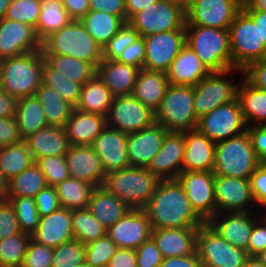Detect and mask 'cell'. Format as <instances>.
Instances as JSON below:
<instances>
[{
  "label": "cell",
  "mask_w": 266,
  "mask_h": 267,
  "mask_svg": "<svg viewBox=\"0 0 266 267\" xmlns=\"http://www.w3.org/2000/svg\"><path fill=\"white\" fill-rule=\"evenodd\" d=\"M142 209L150 221L152 230L199 228L205 223L191 207L177 179L160 180L153 196Z\"/></svg>",
  "instance_id": "6da1fadb"
},
{
  "label": "cell",
  "mask_w": 266,
  "mask_h": 267,
  "mask_svg": "<svg viewBox=\"0 0 266 267\" xmlns=\"http://www.w3.org/2000/svg\"><path fill=\"white\" fill-rule=\"evenodd\" d=\"M42 50L0 60V87L15 99L34 96L42 83Z\"/></svg>",
  "instance_id": "7a4b0ae2"
},
{
  "label": "cell",
  "mask_w": 266,
  "mask_h": 267,
  "mask_svg": "<svg viewBox=\"0 0 266 267\" xmlns=\"http://www.w3.org/2000/svg\"><path fill=\"white\" fill-rule=\"evenodd\" d=\"M44 55H67L90 63L95 69L103 60V48L79 20H72L42 42Z\"/></svg>",
  "instance_id": "3957f363"
},
{
  "label": "cell",
  "mask_w": 266,
  "mask_h": 267,
  "mask_svg": "<svg viewBox=\"0 0 266 267\" xmlns=\"http://www.w3.org/2000/svg\"><path fill=\"white\" fill-rule=\"evenodd\" d=\"M159 181L147 168L130 166L108 172L102 187L132 209H142L153 196Z\"/></svg>",
  "instance_id": "277c9868"
},
{
  "label": "cell",
  "mask_w": 266,
  "mask_h": 267,
  "mask_svg": "<svg viewBox=\"0 0 266 267\" xmlns=\"http://www.w3.org/2000/svg\"><path fill=\"white\" fill-rule=\"evenodd\" d=\"M261 162L248 131L215 144L214 175L250 179Z\"/></svg>",
  "instance_id": "5b68a950"
},
{
  "label": "cell",
  "mask_w": 266,
  "mask_h": 267,
  "mask_svg": "<svg viewBox=\"0 0 266 267\" xmlns=\"http://www.w3.org/2000/svg\"><path fill=\"white\" fill-rule=\"evenodd\" d=\"M186 44L210 72L232 68L229 29L185 25Z\"/></svg>",
  "instance_id": "8992f818"
},
{
  "label": "cell",
  "mask_w": 266,
  "mask_h": 267,
  "mask_svg": "<svg viewBox=\"0 0 266 267\" xmlns=\"http://www.w3.org/2000/svg\"><path fill=\"white\" fill-rule=\"evenodd\" d=\"M194 87L169 84L162 102L154 112V122L168 131L194 130L198 119L194 113Z\"/></svg>",
  "instance_id": "52a82bcc"
},
{
  "label": "cell",
  "mask_w": 266,
  "mask_h": 267,
  "mask_svg": "<svg viewBox=\"0 0 266 267\" xmlns=\"http://www.w3.org/2000/svg\"><path fill=\"white\" fill-rule=\"evenodd\" d=\"M232 68L244 70L252 62L266 58V46L260 42L258 25L241 9L229 27Z\"/></svg>",
  "instance_id": "ba28073f"
},
{
  "label": "cell",
  "mask_w": 266,
  "mask_h": 267,
  "mask_svg": "<svg viewBox=\"0 0 266 267\" xmlns=\"http://www.w3.org/2000/svg\"><path fill=\"white\" fill-rule=\"evenodd\" d=\"M128 23L142 37L171 30H185V8L178 3L158 0L134 14Z\"/></svg>",
  "instance_id": "9c48e42d"
},
{
  "label": "cell",
  "mask_w": 266,
  "mask_h": 267,
  "mask_svg": "<svg viewBox=\"0 0 266 267\" xmlns=\"http://www.w3.org/2000/svg\"><path fill=\"white\" fill-rule=\"evenodd\" d=\"M234 71L243 73L238 68H230L220 72H211L194 86V113L197 119L215 108L237 99L239 84L226 78ZM225 77V78H224Z\"/></svg>",
  "instance_id": "30bf717a"
},
{
  "label": "cell",
  "mask_w": 266,
  "mask_h": 267,
  "mask_svg": "<svg viewBox=\"0 0 266 267\" xmlns=\"http://www.w3.org/2000/svg\"><path fill=\"white\" fill-rule=\"evenodd\" d=\"M196 253L201 265L222 267H244L249 257L246 250L231 245L207 223L198 228Z\"/></svg>",
  "instance_id": "8fae6325"
},
{
  "label": "cell",
  "mask_w": 266,
  "mask_h": 267,
  "mask_svg": "<svg viewBox=\"0 0 266 267\" xmlns=\"http://www.w3.org/2000/svg\"><path fill=\"white\" fill-rule=\"evenodd\" d=\"M196 129L217 143L247 131V125L236 99L200 117Z\"/></svg>",
  "instance_id": "7c38bea8"
},
{
  "label": "cell",
  "mask_w": 266,
  "mask_h": 267,
  "mask_svg": "<svg viewBox=\"0 0 266 267\" xmlns=\"http://www.w3.org/2000/svg\"><path fill=\"white\" fill-rule=\"evenodd\" d=\"M241 9L242 0H190L185 25L229 29Z\"/></svg>",
  "instance_id": "4fadbf2b"
},
{
  "label": "cell",
  "mask_w": 266,
  "mask_h": 267,
  "mask_svg": "<svg viewBox=\"0 0 266 267\" xmlns=\"http://www.w3.org/2000/svg\"><path fill=\"white\" fill-rule=\"evenodd\" d=\"M154 123V112L133 95L114 97L106 115V125L124 133L147 128Z\"/></svg>",
  "instance_id": "5bb4252c"
},
{
  "label": "cell",
  "mask_w": 266,
  "mask_h": 267,
  "mask_svg": "<svg viewBox=\"0 0 266 267\" xmlns=\"http://www.w3.org/2000/svg\"><path fill=\"white\" fill-rule=\"evenodd\" d=\"M214 178L213 171H185L177 177L191 207L205 223L216 214Z\"/></svg>",
  "instance_id": "9a60e30c"
},
{
  "label": "cell",
  "mask_w": 266,
  "mask_h": 267,
  "mask_svg": "<svg viewBox=\"0 0 266 267\" xmlns=\"http://www.w3.org/2000/svg\"><path fill=\"white\" fill-rule=\"evenodd\" d=\"M144 69L167 72L172 61L186 45V30H171L144 37Z\"/></svg>",
  "instance_id": "2e32d148"
},
{
  "label": "cell",
  "mask_w": 266,
  "mask_h": 267,
  "mask_svg": "<svg viewBox=\"0 0 266 267\" xmlns=\"http://www.w3.org/2000/svg\"><path fill=\"white\" fill-rule=\"evenodd\" d=\"M42 50L35 28L29 24L0 18V60Z\"/></svg>",
  "instance_id": "e0dca14e"
},
{
  "label": "cell",
  "mask_w": 266,
  "mask_h": 267,
  "mask_svg": "<svg viewBox=\"0 0 266 267\" xmlns=\"http://www.w3.org/2000/svg\"><path fill=\"white\" fill-rule=\"evenodd\" d=\"M214 193L216 213L250 212L248 206L255 203L250 179L215 175Z\"/></svg>",
  "instance_id": "ac0fdd59"
},
{
  "label": "cell",
  "mask_w": 266,
  "mask_h": 267,
  "mask_svg": "<svg viewBox=\"0 0 266 267\" xmlns=\"http://www.w3.org/2000/svg\"><path fill=\"white\" fill-rule=\"evenodd\" d=\"M150 221L143 209H130L119 221L106 229L117 248L136 250L151 237Z\"/></svg>",
  "instance_id": "d6986e66"
},
{
  "label": "cell",
  "mask_w": 266,
  "mask_h": 267,
  "mask_svg": "<svg viewBox=\"0 0 266 267\" xmlns=\"http://www.w3.org/2000/svg\"><path fill=\"white\" fill-rule=\"evenodd\" d=\"M185 154L184 132L168 131L160 151L147 169L159 180H174L182 172Z\"/></svg>",
  "instance_id": "ffe728a7"
},
{
  "label": "cell",
  "mask_w": 266,
  "mask_h": 267,
  "mask_svg": "<svg viewBox=\"0 0 266 267\" xmlns=\"http://www.w3.org/2000/svg\"><path fill=\"white\" fill-rule=\"evenodd\" d=\"M127 137V133L106 126L90 145L100 157L106 174L130 167Z\"/></svg>",
  "instance_id": "44dd1931"
},
{
  "label": "cell",
  "mask_w": 266,
  "mask_h": 267,
  "mask_svg": "<svg viewBox=\"0 0 266 267\" xmlns=\"http://www.w3.org/2000/svg\"><path fill=\"white\" fill-rule=\"evenodd\" d=\"M65 160L70 178L85 181L94 187L103 185L106 172L91 146L69 145Z\"/></svg>",
  "instance_id": "7402d4cb"
},
{
  "label": "cell",
  "mask_w": 266,
  "mask_h": 267,
  "mask_svg": "<svg viewBox=\"0 0 266 267\" xmlns=\"http://www.w3.org/2000/svg\"><path fill=\"white\" fill-rule=\"evenodd\" d=\"M257 217L260 216H256L252 211L223 212L216 213L207 224L231 245L247 251L250 234Z\"/></svg>",
  "instance_id": "603a6c76"
},
{
  "label": "cell",
  "mask_w": 266,
  "mask_h": 267,
  "mask_svg": "<svg viewBox=\"0 0 266 267\" xmlns=\"http://www.w3.org/2000/svg\"><path fill=\"white\" fill-rule=\"evenodd\" d=\"M168 130L153 123L127 137V153L130 166L147 168L153 157L160 151Z\"/></svg>",
  "instance_id": "cb8c5ba5"
},
{
  "label": "cell",
  "mask_w": 266,
  "mask_h": 267,
  "mask_svg": "<svg viewBox=\"0 0 266 267\" xmlns=\"http://www.w3.org/2000/svg\"><path fill=\"white\" fill-rule=\"evenodd\" d=\"M71 223L72 210L60 207L51 214L40 217L31 239L39 244L56 248L74 239Z\"/></svg>",
  "instance_id": "d4e9b609"
},
{
  "label": "cell",
  "mask_w": 266,
  "mask_h": 267,
  "mask_svg": "<svg viewBox=\"0 0 266 267\" xmlns=\"http://www.w3.org/2000/svg\"><path fill=\"white\" fill-rule=\"evenodd\" d=\"M184 137L185 154L182 162V172L213 171L216 143L197 129L184 131Z\"/></svg>",
  "instance_id": "484cf974"
},
{
  "label": "cell",
  "mask_w": 266,
  "mask_h": 267,
  "mask_svg": "<svg viewBox=\"0 0 266 267\" xmlns=\"http://www.w3.org/2000/svg\"><path fill=\"white\" fill-rule=\"evenodd\" d=\"M198 228L153 229L151 238L164 258L192 255L196 252Z\"/></svg>",
  "instance_id": "4316f807"
},
{
  "label": "cell",
  "mask_w": 266,
  "mask_h": 267,
  "mask_svg": "<svg viewBox=\"0 0 266 267\" xmlns=\"http://www.w3.org/2000/svg\"><path fill=\"white\" fill-rule=\"evenodd\" d=\"M210 73L187 44L181 49L166 72L169 84L192 87Z\"/></svg>",
  "instance_id": "83f0119b"
},
{
  "label": "cell",
  "mask_w": 266,
  "mask_h": 267,
  "mask_svg": "<svg viewBox=\"0 0 266 267\" xmlns=\"http://www.w3.org/2000/svg\"><path fill=\"white\" fill-rule=\"evenodd\" d=\"M106 126V116L74 108L64 129L69 145L90 146Z\"/></svg>",
  "instance_id": "f1b7e54d"
},
{
  "label": "cell",
  "mask_w": 266,
  "mask_h": 267,
  "mask_svg": "<svg viewBox=\"0 0 266 267\" xmlns=\"http://www.w3.org/2000/svg\"><path fill=\"white\" fill-rule=\"evenodd\" d=\"M139 68L118 61L102 60L96 67V75L114 97L132 95Z\"/></svg>",
  "instance_id": "f546056e"
},
{
  "label": "cell",
  "mask_w": 266,
  "mask_h": 267,
  "mask_svg": "<svg viewBox=\"0 0 266 267\" xmlns=\"http://www.w3.org/2000/svg\"><path fill=\"white\" fill-rule=\"evenodd\" d=\"M34 162L46 156H65L69 148L63 127L46 126L24 139Z\"/></svg>",
  "instance_id": "4dcf8cb0"
},
{
  "label": "cell",
  "mask_w": 266,
  "mask_h": 267,
  "mask_svg": "<svg viewBox=\"0 0 266 267\" xmlns=\"http://www.w3.org/2000/svg\"><path fill=\"white\" fill-rule=\"evenodd\" d=\"M169 85L165 72L140 69L132 95L144 106L155 112L162 102Z\"/></svg>",
  "instance_id": "1f68e13d"
},
{
  "label": "cell",
  "mask_w": 266,
  "mask_h": 267,
  "mask_svg": "<svg viewBox=\"0 0 266 267\" xmlns=\"http://www.w3.org/2000/svg\"><path fill=\"white\" fill-rule=\"evenodd\" d=\"M87 209L108 229L132 208L100 186L93 189Z\"/></svg>",
  "instance_id": "d6a6232c"
},
{
  "label": "cell",
  "mask_w": 266,
  "mask_h": 267,
  "mask_svg": "<svg viewBox=\"0 0 266 267\" xmlns=\"http://www.w3.org/2000/svg\"><path fill=\"white\" fill-rule=\"evenodd\" d=\"M242 80L237 91V100L247 127L266 125V91L250 84L241 74Z\"/></svg>",
  "instance_id": "836d02e7"
},
{
  "label": "cell",
  "mask_w": 266,
  "mask_h": 267,
  "mask_svg": "<svg viewBox=\"0 0 266 267\" xmlns=\"http://www.w3.org/2000/svg\"><path fill=\"white\" fill-rule=\"evenodd\" d=\"M114 96L95 74L82 87L76 109L107 115Z\"/></svg>",
  "instance_id": "e575fe53"
},
{
  "label": "cell",
  "mask_w": 266,
  "mask_h": 267,
  "mask_svg": "<svg viewBox=\"0 0 266 267\" xmlns=\"http://www.w3.org/2000/svg\"><path fill=\"white\" fill-rule=\"evenodd\" d=\"M15 118L22 140L48 126L42 105L35 95L17 100Z\"/></svg>",
  "instance_id": "d590c367"
},
{
  "label": "cell",
  "mask_w": 266,
  "mask_h": 267,
  "mask_svg": "<svg viewBox=\"0 0 266 267\" xmlns=\"http://www.w3.org/2000/svg\"><path fill=\"white\" fill-rule=\"evenodd\" d=\"M35 96L39 99L49 126L65 127L75 108L53 89L41 83Z\"/></svg>",
  "instance_id": "8d00e7d4"
},
{
  "label": "cell",
  "mask_w": 266,
  "mask_h": 267,
  "mask_svg": "<svg viewBox=\"0 0 266 267\" xmlns=\"http://www.w3.org/2000/svg\"><path fill=\"white\" fill-rule=\"evenodd\" d=\"M72 20L65 10L62 0H41L39 18L35 27L36 35L43 42Z\"/></svg>",
  "instance_id": "74e56055"
},
{
  "label": "cell",
  "mask_w": 266,
  "mask_h": 267,
  "mask_svg": "<svg viewBox=\"0 0 266 267\" xmlns=\"http://www.w3.org/2000/svg\"><path fill=\"white\" fill-rule=\"evenodd\" d=\"M79 21L102 48L126 23L120 17L94 10H90Z\"/></svg>",
  "instance_id": "f35d334b"
},
{
  "label": "cell",
  "mask_w": 266,
  "mask_h": 267,
  "mask_svg": "<svg viewBox=\"0 0 266 267\" xmlns=\"http://www.w3.org/2000/svg\"><path fill=\"white\" fill-rule=\"evenodd\" d=\"M34 163L24 140L0 148V172L8 182Z\"/></svg>",
  "instance_id": "ab89813d"
},
{
  "label": "cell",
  "mask_w": 266,
  "mask_h": 267,
  "mask_svg": "<svg viewBox=\"0 0 266 267\" xmlns=\"http://www.w3.org/2000/svg\"><path fill=\"white\" fill-rule=\"evenodd\" d=\"M47 186L44 174L35 162L21 174L7 182V194L9 197H30L34 198L37 193Z\"/></svg>",
  "instance_id": "60d3db41"
},
{
  "label": "cell",
  "mask_w": 266,
  "mask_h": 267,
  "mask_svg": "<svg viewBox=\"0 0 266 267\" xmlns=\"http://www.w3.org/2000/svg\"><path fill=\"white\" fill-rule=\"evenodd\" d=\"M61 207L69 210L88 207L91 193L95 188L90 183L68 178L55 186Z\"/></svg>",
  "instance_id": "b9f144b4"
},
{
  "label": "cell",
  "mask_w": 266,
  "mask_h": 267,
  "mask_svg": "<svg viewBox=\"0 0 266 267\" xmlns=\"http://www.w3.org/2000/svg\"><path fill=\"white\" fill-rule=\"evenodd\" d=\"M45 60L61 75L83 86L95 74L96 69L88 62L67 55H44Z\"/></svg>",
  "instance_id": "7bdbcfd3"
},
{
  "label": "cell",
  "mask_w": 266,
  "mask_h": 267,
  "mask_svg": "<svg viewBox=\"0 0 266 267\" xmlns=\"http://www.w3.org/2000/svg\"><path fill=\"white\" fill-rule=\"evenodd\" d=\"M41 79L42 84L53 88L63 100L76 107L82 87L80 84L61 75L45 59L43 61Z\"/></svg>",
  "instance_id": "ee69618b"
},
{
  "label": "cell",
  "mask_w": 266,
  "mask_h": 267,
  "mask_svg": "<svg viewBox=\"0 0 266 267\" xmlns=\"http://www.w3.org/2000/svg\"><path fill=\"white\" fill-rule=\"evenodd\" d=\"M71 225L74 239L85 245L106 235V228L87 208L72 210Z\"/></svg>",
  "instance_id": "f6af8a7d"
},
{
  "label": "cell",
  "mask_w": 266,
  "mask_h": 267,
  "mask_svg": "<svg viewBox=\"0 0 266 267\" xmlns=\"http://www.w3.org/2000/svg\"><path fill=\"white\" fill-rule=\"evenodd\" d=\"M31 235L18 233L0 240V267H21Z\"/></svg>",
  "instance_id": "bcb514c9"
},
{
  "label": "cell",
  "mask_w": 266,
  "mask_h": 267,
  "mask_svg": "<svg viewBox=\"0 0 266 267\" xmlns=\"http://www.w3.org/2000/svg\"><path fill=\"white\" fill-rule=\"evenodd\" d=\"M8 200L15 209L22 233L31 235L36 230L40 220L35 199L30 197H9Z\"/></svg>",
  "instance_id": "7dc6e473"
},
{
  "label": "cell",
  "mask_w": 266,
  "mask_h": 267,
  "mask_svg": "<svg viewBox=\"0 0 266 267\" xmlns=\"http://www.w3.org/2000/svg\"><path fill=\"white\" fill-rule=\"evenodd\" d=\"M86 245L73 239L53 248L51 267H75L85 262Z\"/></svg>",
  "instance_id": "c3c4849f"
},
{
  "label": "cell",
  "mask_w": 266,
  "mask_h": 267,
  "mask_svg": "<svg viewBox=\"0 0 266 267\" xmlns=\"http://www.w3.org/2000/svg\"><path fill=\"white\" fill-rule=\"evenodd\" d=\"M116 250L117 245L106 234L104 237L86 244L85 262L90 267H107Z\"/></svg>",
  "instance_id": "681fc988"
},
{
  "label": "cell",
  "mask_w": 266,
  "mask_h": 267,
  "mask_svg": "<svg viewBox=\"0 0 266 267\" xmlns=\"http://www.w3.org/2000/svg\"><path fill=\"white\" fill-rule=\"evenodd\" d=\"M139 33L126 22L119 31L104 45L103 60L117 61L121 52L135 41Z\"/></svg>",
  "instance_id": "f907efd6"
},
{
  "label": "cell",
  "mask_w": 266,
  "mask_h": 267,
  "mask_svg": "<svg viewBox=\"0 0 266 267\" xmlns=\"http://www.w3.org/2000/svg\"><path fill=\"white\" fill-rule=\"evenodd\" d=\"M35 164L44 174L47 185L55 187L69 178L65 156H46L38 158Z\"/></svg>",
  "instance_id": "816d5d0a"
},
{
  "label": "cell",
  "mask_w": 266,
  "mask_h": 267,
  "mask_svg": "<svg viewBox=\"0 0 266 267\" xmlns=\"http://www.w3.org/2000/svg\"><path fill=\"white\" fill-rule=\"evenodd\" d=\"M41 0H12L5 18L20 21L36 27Z\"/></svg>",
  "instance_id": "f5cc1de1"
},
{
  "label": "cell",
  "mask_w": 266,
  "mask_h": 267,
  "mask_svg": "<svg viewBox=\"0 0 266 267\" xmlns=\"http://www.w3.org/2000/svg\"><path fill=\"white\" fill-rule=\"evenodd\" d=\"M53 248L30 239L21 267H51Z\"/></svg>",
  "instance_id": "db71d44e"
},
{
  "label": "cell",
  "mask_w": 266,
  "mask_h": 267,
  "mask_svg": "<svg viewBox=\"0 0 266 267\" xmlns=\"http://www.w3.org/2000/svg\"><path fill=\"white\" fill-rule=\"evenodd\" d=\"M22 233L15 209L8 199H0V240Z\"/></svg>",
  "instance_id": "11a10c76"
},
{
  "label": "cell",
  "mask_w": 266,
  "mask_h": 267,
  "mask_svg": "<svg viewBox=\"0 0 266 267\" xmlns=\"http://www.w3.org/2000/svg\"><path fill=\"white\" fill-rule=\"evenodd\" d=\"M135 252L137 267H160L164 259L151 237L144 241Z\"/></svg>",
  "instance_id": "9f6ffc18"
},
{
  "label": "cell",
  "mask_w": 266,
  "mask_h": 267,
  "mask_svg": "<svg viewBox=\"0 0 266 267\" xmlns=\"http://www.w3.org/2000/svg\"><path fill=\"white\" fill-rule=\"evenodd\" d=\"M34 199L40 217L47 216L61 207L57 190L50 185L40 190Z\"/></svg>",
  "instance_id": "6f0895ef"
},
{
  "label": "cell",
  "mask_w": 266,
  "mask_h": 267,
  "mask_svg": "<svg viewBox=\"0 0 266 267\" xmlns=\"http://www.w3.org/2000/svg\"><path fill=\"white\" fill-rule=\"evenodd\" d=\"M145 55L146 50L144 37L138 36L133 43L121 52V56L117 61L143 69Z\"/></svg>",
  "instance_id": "680465c9"
},
{
  "label": "cell",
  "mask_w": 266,
  "mask_h": 267,
  "mask_svg": "<svg viewBox=\"0 0 266 267\" xmlns=\"http://www.w3.org/2000/svg\"><path fill=\"white\" fill-rule=\"evenodd\" d=\"M263 215L254 222L247 249L249 256H257L266 249V211Z\"/></svg>",
  "instance_id": "91938a15"
},
{
  "label": "cell",
  "mask_w": 266,
  "mask_h": 267,
  "mask_svg": "<svg viewBox=\"0 0 266 267\" xmlns=\"http://www.w3.org/2000/svg\"><path fill=\"white\" fill-rule=\"evenodd\" d=\"M250 183L256 205L266 208V162H261L255 169L250 176Z\"/></svg>",
  "instance_id": "94428289"
},
{
  "label": "cell",
  "mask_w": 266,
  "mask_h": 267,
  "mask_svg": "<svg viewBox=\"0 0 266 267\" xmlns=\"http://www.w3.org/2000/svg\"><path fill=\"white\" fill-rule=\"evenodd\" d=\"M243 73L250 84L266 91V58L252 62L243 70Z\"/></svg>",
  "instance_id": "6125c7cd"
},
{
  "label": "cell",
  "mask_w": 266,
  "mask_h": 267,
  "mask_svg": "<svg viewBox=\"0 0 266 267\" xmlns=\"http://www.w3.org/2000/svg\"><path fill=\"white\" fill-rule=\"evenodd\" d=\"M90 10L106 12L126 22L125 0H89Z\"/></svg>",
  "instance_id": "be15d7a7"
},
{
  "label": "cell",
  "mask_w": 266,
  "mask_h": 267,
  "mask_svg": "<svg viewBox=\"0 0 266 267\" xmlns=\"http://www.w3.org/2000/svg\"><path fill=\"white\" fill-rule=\"evenodd\" d=\"M20 141L16 118H0V148Z\"/></svg>",
  "instance_id": "e7e4bbea"
},
{
  "label": "cell",
  "mask_w": 266,
  "mask_h": 267,
  "mask_svg": "<svg viewBox=\"0 0 266 267\" xmlns=\"http://www.w3.org/2000/svg\"><path fill=\"white\" fill-rule=\"evenodd\" d=\"M256 156L266 162V125H253L247 127Z\"/></svg>",
  "instance_id": "03108f58"
},
{
  "label": "cell",
  "mask_w": 266,
  "mask_h": 267,
  "mask_svg": "<svg viewBox=\"0 0 266 267\" xmlns=\"http://www.w3.org/2000/svg\"><path fill=\"white\" fill-rule=\"evenodd\" d=\"M107 267H137L135 250L117 248Z\"/></svg>",
  "instance_id": "003e7915"
},
{
  "label": "cell",
  "mask_w": 266,
  "mask_h": 267,
  "mask_svg": "<svg viewBox=\"0 0 266 267\" xmlns=\"http://www.w3.org/2000/svg\"><path fill=\"white\" fill-rule=\"evenodd\" d=\"M62 3L73 20H80L90 11L89 0H62Z\"/></svg>",
  "instance_id": "a7ac6f4b"
},
{
  "label": "cell",
  "mask_w": 266,
  "mask_h": 267,
  "mask_svg": "<svg viewBox=\"0 0 266 267\" xmlns=\"http://www.w3.org/2000/svg\"><path fill=\"white\" fill-rule=\"evenodd\" d=\"M201 262L195 252L192 255L164 258L160 267H201Z\"/></svg>",
  "instance_id": "89a4df30"
},
{
  "label": "cell",
  "mask_w": 266,
  "mask_h": 267,
  "mask_svg": "<svg viewBox=\"0 0 266 267\" xmlns=\"http://www.w3.org/2000/svg\"><path fill=\"white\" fill-rule=\"evenodd\" d=\"M17 99L6 93L0 87V118H14L16 115Z\"/></svg>",
  "instance_id": "2644e50d"
},
{
  "label": "cell",
  "mask_w": 266,
  "mask_h": 267,
  "mask_svg": "<svg viewBox=\"0 0 266 267\" xmlns=\"http://www.w3.org/2000/svg\"><path fill=\"white\" fill-rule=\"evenodd\" d=\"M158 0H125L126 4V22L137 12L156 3Z\"/></svg>",
  "instance_id": "8c879c8a"
},
{
  "label": "cell",
  "mask_w": 266,
  "mask_h": 267,
  "mask_svg": "<svg viewBox=\"0 0 266 267\" xmlns=\"http://www.w3.org/2000/svg\"><path fill=\"white\" fill-rule=\"evenodd\" d=\"M258 25L260 33V42H264L266 46V11H245Z\"/></svg>",
  "instance_id": "753ad0ef"
},
{
  "label": "cell",
  "mask_w": 266,
  "mask_h": 267,
  "mask_svg": "<svg viewBox=\"0 0 266 267\" xmlns=\"http://www.w3.org/2000/svg\"><path fill=\"white\" fill-rule=\"evenodd\" d=\"M244 11H266V0H242Z\"/></svg>",
  "instance_id": "34e18365"
},
{
  "label": "cell",
  "mask_w": 266,
  "mask_h": 267,
  "mask_svg": "<svg viewBox=\"0 0 266 267\" xmlns=\"http://www.w3.org/2000/svg\"><path fill=\"white\" fill-rule=\"evenodd\" d=\"M244 267H266V265L257 256H249Z\"/></svg>",
  "instance_id": "11e5206c"
},
{
  "label": "cell",
  "mask_w": 266,
  "mask_h": 267,
  "mask_svg": "<svg viewBox=\"0 0 266 267\" xmlns=\"http://www.w3.org/2000/svg\"><path fill=\"white\" fill-rule=\"evenodd\" d=\"M7 194V181L0 172V199H5Z\"/></svg>",
  "instance_id": "2a66077c"
},
{
  "label": "cell",
  "mask_w": 266,
  "mask_h": 267,
  "mask_svg": "<svg viewBox=\"0 0 266 267\" xmlns=\"http://www.w3.org/2000/svg\"><path fill=\"white\" fill-rule=\"evenodd\" d=\"M12 0H0V18H4Z\"/></svg>",
  "instance_id": "b9fcfbb0"
},
{
  "label": "cell",
  "mask_w": 266,
  "mask_h": 267,
  "mask_svg": "<svg viewBox=\"0 0 266 267\" xmlns=\"http://www.w3.org/2000/svg\"><path fill=\"white\" fill-rule=\"evenodd\" d=\"M170 2L178 3L180 6L184 7L185 9L187 8L190 0H167Z\"/></svg>",
  "instance_id": "09005b40"
},
{
  "label": "cell",
  "mask_w": 266,
  "mask_h": 267,
  "mask_svg": "<svg viewBox=\"0 0 266 267\" xmlns=\"http://www.w3.org/2000/svg\"><path fill=\"white\" fill-rule=\"evenodd\" d=\"M257 257L266 265V249L257 255Z\"/></svg>",
  "instance_id": "979ff035"
},
{
  "label": "cell",
  "mask_w": 266,
  "mask_h": 267,
  "mask_svg": "<svg viewBox=\"0 0 266 267\" xmlns=\"http://www.w3.org/2000/svg\"><path fill=\"white\" fill-rule=\"evenodd\" d=\"M75 267H90L86 262H83Z\"/></svg>",
  "instance_id": "deb4b68c"
},
{
  "label": "cell",
  "mask_w": 266,
  "mask_h": 267,
  "mask_svg": "<svg viewBox=\"0 0 266 267\" xmlns=\"http://www.w3.org/2000/svg\"><path fill=\"white\" fill-rule=\"evenodd\" d=\"M201 267H222V266H214V265H202Z\"/></svg>",
  "instance_id": "67dfc351"
}]
</instances>
